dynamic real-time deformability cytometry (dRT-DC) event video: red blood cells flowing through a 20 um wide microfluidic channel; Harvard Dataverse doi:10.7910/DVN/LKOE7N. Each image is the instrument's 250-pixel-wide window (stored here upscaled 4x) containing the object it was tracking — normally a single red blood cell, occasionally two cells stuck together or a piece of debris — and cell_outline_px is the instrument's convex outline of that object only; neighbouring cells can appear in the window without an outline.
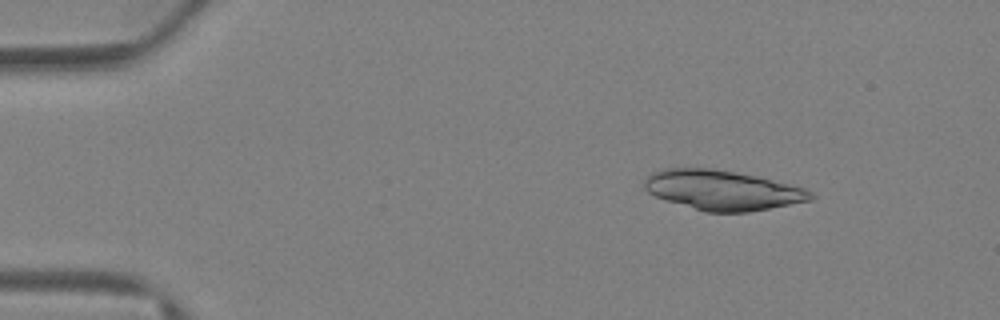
{"species": "Egyptian fruit bat (a non-hibernating species)", "species_latin": "Rousettus aegyptiacus", "temperature_condition": "warm", "stored_images_in_passage": 37, "camera_frame_rate_fps": 3000, "um_per_image_px": 0.085, "animal": {"sex": "female"}, "frame": {"image": 1, "passage_image": 4, "time_ms": 1.0, "image_size_px": [1000, 320], "cell_outline_px": [[816, 196], [812, 200], [748, 212], [704, 212], [656, 196], [648, 192], [644, 188], [644, 180], [652, 172], [664, 168], [716, 168], [756, 176], [804, 188], [812, 192]], "centroid_in_image_um": [61.4, 16.16], "position_along_channel_um": 23.6, "area_um2": 38.38}}